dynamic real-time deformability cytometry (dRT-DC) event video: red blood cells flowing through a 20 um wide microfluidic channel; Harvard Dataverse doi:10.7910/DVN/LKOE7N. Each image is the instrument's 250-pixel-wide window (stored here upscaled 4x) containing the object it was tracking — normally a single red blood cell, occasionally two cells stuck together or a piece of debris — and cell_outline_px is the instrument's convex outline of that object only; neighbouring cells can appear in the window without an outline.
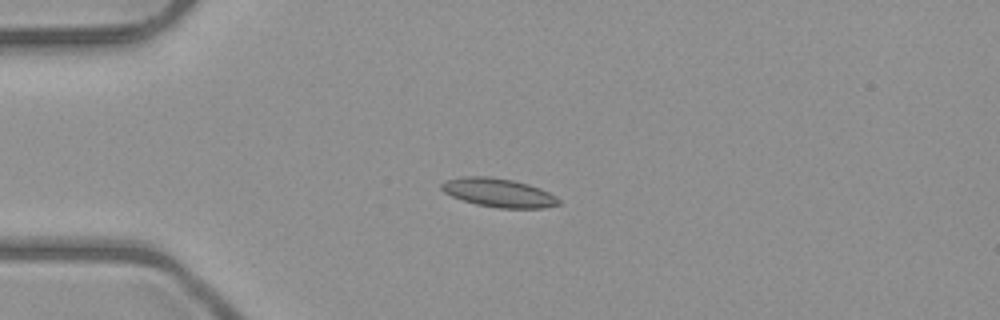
{"species": "common noctule bat (a hibernating species)", "species_latin": "Nyctalus noctula", "temperature_condition": "room temperature", "stored_images_in_passage": 7, "camera_frame_rate_fps": 3000, "um_per_image_px": 0.085, "animal": {"sex": "male", "body_mass_g": 23.1, "forearm_length_mm": 52.7}, "frame": {"image": 1, "passage_image": 5, "time_ms": 4.333, "image_size_px": [1000, 320], "cell_outline_px": [[560, 204], [544, 208], [496, 208], [476, 204], [452, 196], [444, 192], [440, 188], [440, 184], [444, 180], [460, 176], [488, 176], [512, 180], [528, 184], [540, 188], [556, 196], [560, 200]], "centroid_in_image_um": [42.36, 16.37], "position_along_channel_um": 42.6, "area_um2": 19.71}}
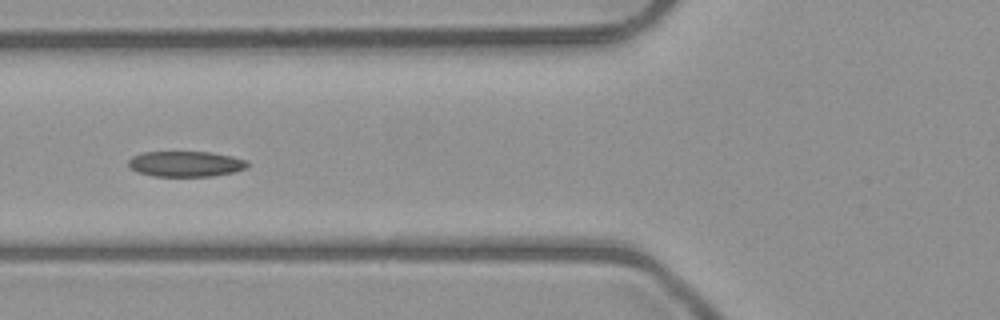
{"frame": {"image": 2, "passage_image": 7, "time_ms": 6.667, "image_size_px": [1000, 320], "cell_outline_px": [[248, 168], [232, 172], [212, 176], [152, 176], [136, 172], [128, 168], [128, 160], [132, 156], [140, 152], [212, 152], [232, 156], [248, 160]], "centroid_in_image_um": [15.75, 13.93], "position_along_channel_um": 110.0, "area_um2": 17.98}}